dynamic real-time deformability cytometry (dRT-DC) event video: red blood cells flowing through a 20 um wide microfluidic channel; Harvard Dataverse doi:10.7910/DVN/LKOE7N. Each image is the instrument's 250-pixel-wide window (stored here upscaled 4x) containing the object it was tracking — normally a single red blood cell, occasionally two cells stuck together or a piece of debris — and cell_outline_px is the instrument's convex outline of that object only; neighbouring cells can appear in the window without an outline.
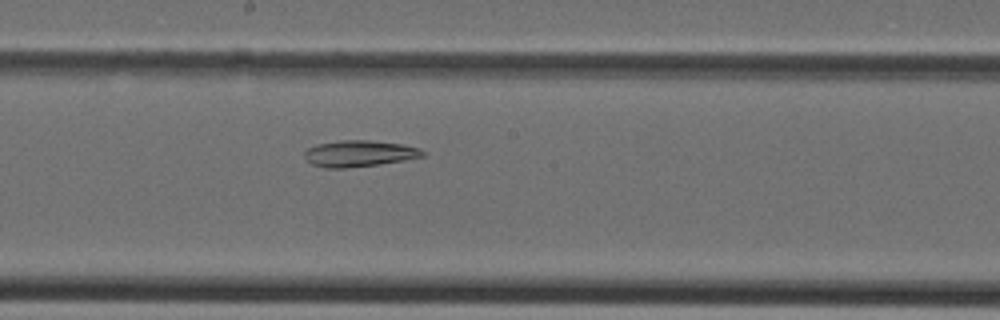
{"species": "Egyptian fruit bat (a non-hibernating species)", "species_latin": "Rousettus aegyptiacus", "temperature_condition": "cold", "stored_images_in_passage": 36, "camera_frame_rate_fps": 3000, "um_per_image_px": 0.085, "animal": {"sex": "female"}, "frame": {"image": 1, "passage_image": 18, "time_ms": 5.667, "image_size_px": [1000, 320], "cell_outline_px": [[424, 156], [404, 160], [376, 164], [344, 168], [324, 168], [312, 164], [304, 156], [304, 152], [308, 148], [316, 144], [340, 140], [368, 140], [400, 144], [420, 148], [424, 152]], "centroid_in_image_um": [30.5, 13.04], "position_along_channel_um": 217.7, "area_um2": 17.92}}
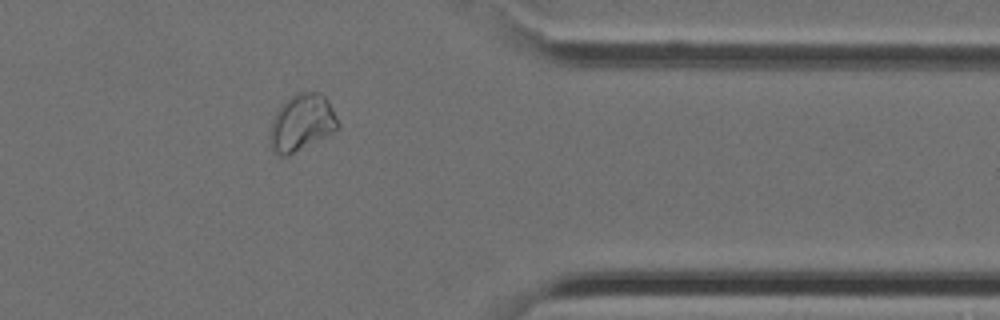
{"frame": {"image": 2, "passage_image": 29, "time_ms": 9.333, "image_size_px": [1000, 320], "cell_outline_px": [[340, 128], [288, 156], [276, 156], [272, 148], [268, 132], [272, 120], [276, 112], [296, 92], [320, 92], [328, 100], [340, 124]], "centroid_in_image_um": [25.64, 10.44], "position_along_channel_um": 385.8, "area_um2": 22.37}}
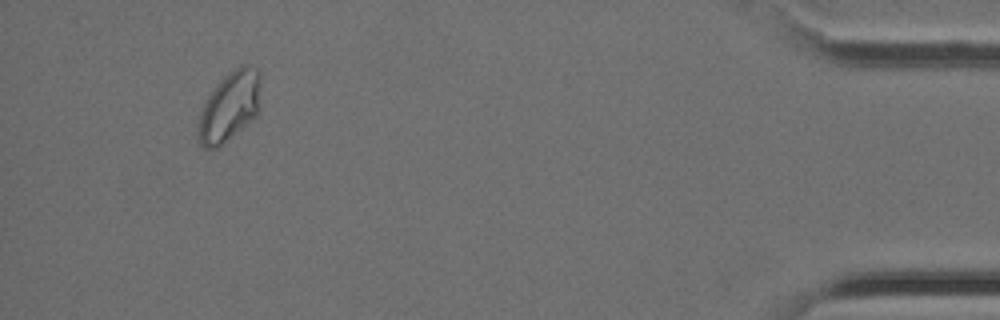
{"frame": {"image": 3, "passage_image": 34, "time_ms": 11.0, "image_size_px": [1000, 320], "cell_outline_px": [[260, 84], [256, 112], [240, 128], [216, 148], [204, 148], [200, 144], [196, 136], [196, 128], [200, 112], [208, 96], [216, 84], [228, 72], [240, 64], [248, 64], [256, 68], [260, 72]], "centroid_in_image_um": [19.44, 9.0], "position_along_channel_um": 415.8, "area_um2": 24.85}}